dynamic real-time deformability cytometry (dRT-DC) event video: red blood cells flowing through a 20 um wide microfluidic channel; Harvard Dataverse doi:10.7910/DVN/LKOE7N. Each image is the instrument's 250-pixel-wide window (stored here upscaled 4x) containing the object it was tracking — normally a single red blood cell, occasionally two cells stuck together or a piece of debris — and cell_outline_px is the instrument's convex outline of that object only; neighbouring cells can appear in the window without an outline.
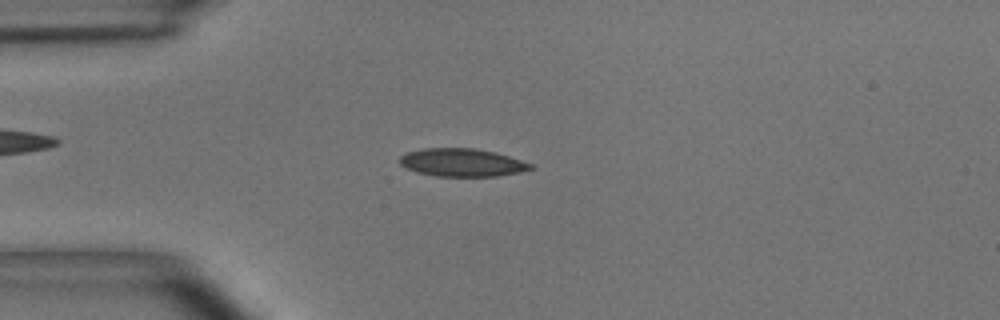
{"species": "common noctule bat (a hibernating species)", "species_latin": "Nyctalus noctula", "temperature_condition": "room temperature", "stored_images_in_passage": 50, "camera_frame_rate_fps": 3000, "um_per_image_px": 0.085, "animal": {"sex": "male", "body_mass_g": 15.6}, "frame": {"image": 1, "passage_image": 10, "time_ms": 3.0, "image_size_px": [1000, 320], "cell_outline_px": [[536, 168], [496, 176], [436, 176], [416, 172], [400, 164], [400, 156], [404, 152], [424, 148], [476, 148], [496, 152], [532, 164]], "centroid_in_image_um": [39.24, 13.8], "position_along_channel_um": 45.8, "area_um2": 21.27}}
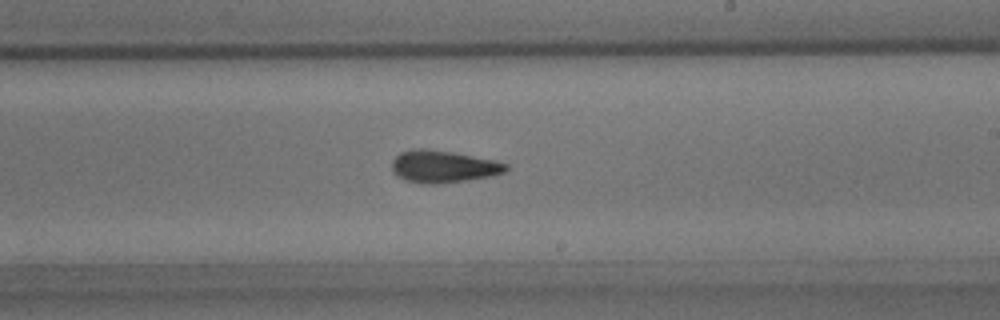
{"frame": {"image": 2, "passage_image": 28, "time_ms": 9.0, "image_size_px": [1000, 320], "cell_outline_px": [[508, 168], [504, 172], [492, 176], [436, 184], [424, 184], [404, 180], [396, 176], [392, 172], [392, 160], [400, 152], [412, 148], [428, 148], [452, 152], [496, 160], [508, 164]], "centroid_in_image_um": [37.64, 14.14], "position_along_channel_um": 251.4, "area_um2": 21.62}}
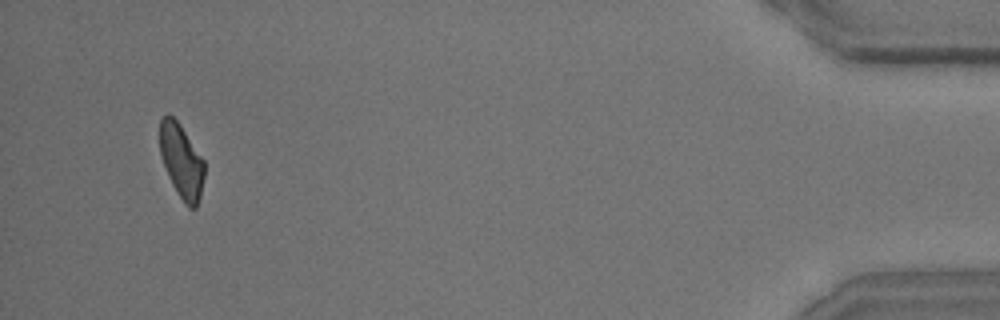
{"frame": {"image": 3, "passage_image": 48, "time_ms": 15.667, "image_size_px": [1000, 320], "cell_outline_px": [[204, 176], [200, 196], [196, 208], [188, 208], [184, 204], [172, 184], [168, 176], [160, 152], [160, 120], [168, 112], [180, 124], [204, 160]], "centroid_in_image_um": [15.43, 13.7], "position_along_channel_um": 419.8, "area_um2": 19.13}, "authors_computed_cell_mechanics": {"area_um2": 20.8658, "velocity_mm_per_s": 3.6694, "shape_relaxation_time_tau1_ms": 6.6957, "shape_relaxation_time_tau2_ms": 3.4276, "deformation_change_tau1": 0.1469, "deformation_change_tau2": 0.1057}}